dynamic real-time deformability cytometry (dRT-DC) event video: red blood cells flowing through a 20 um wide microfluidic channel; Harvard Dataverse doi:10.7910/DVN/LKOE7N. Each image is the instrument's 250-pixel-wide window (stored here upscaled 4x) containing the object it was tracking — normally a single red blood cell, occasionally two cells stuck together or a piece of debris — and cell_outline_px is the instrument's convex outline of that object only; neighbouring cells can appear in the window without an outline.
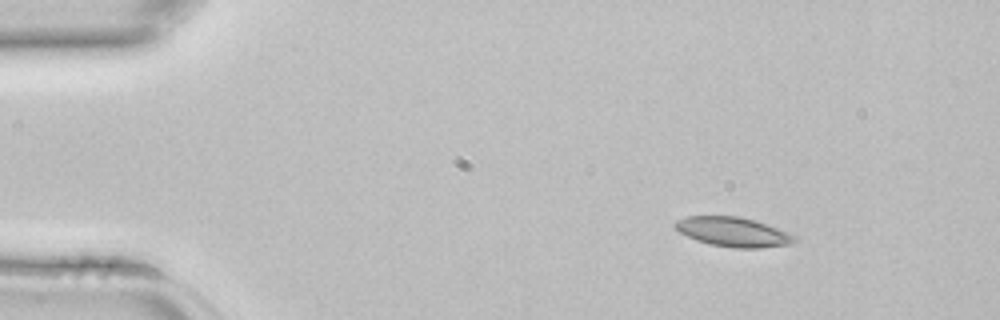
{"species": "common noctule bat (a hibernating species)", "species_latin": "Nyctalus noctula", "temperature_condition": "room temperature", "stored_images_in_passage": 2, "camera_frame_rate_fps": 3000, "um_per_image_px": 0.085, "animal": {"sex": "female", "body_mass_g": 22.7, "forearm_length_mm": 54.2}, "frame": {"image": 1, "passage_image": 1, "time_ms": 0.0, "image_size_px": [1000, 320], "cell_outline_px": [[800, 240], [792, 244], [760, 248], [732, 248], [708, 244], [696, 240], [680, 232], [672, 224], [676, 220], [688, 216], [740, 216], [800, 236]], "centroid_in_image_um": [62.36, 19.73], "position_along_channel_um": 22.6, "area_um2": 20.69}}
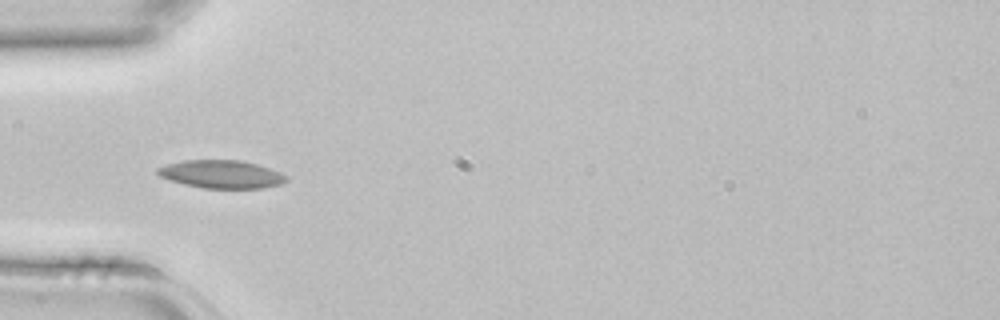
{"frame": {"image": 2, "passage_image": 2, "time_ms": 0.333, "image_size_px": [1000, 320], "cell_outline_px": [[288, 180], [280, 184], [264, 188], [204, 188], [184, 184], [168, 180], [160, 176], [156, 172], [156, 168], [168, 164], [184, 160], [240, 160], [256, 164], [280, 172], [288, 176]], "centroid_in_image_um": [18.82, 14.81], "position_along_channel_um": 66.2, "area_um2": 20.98}}